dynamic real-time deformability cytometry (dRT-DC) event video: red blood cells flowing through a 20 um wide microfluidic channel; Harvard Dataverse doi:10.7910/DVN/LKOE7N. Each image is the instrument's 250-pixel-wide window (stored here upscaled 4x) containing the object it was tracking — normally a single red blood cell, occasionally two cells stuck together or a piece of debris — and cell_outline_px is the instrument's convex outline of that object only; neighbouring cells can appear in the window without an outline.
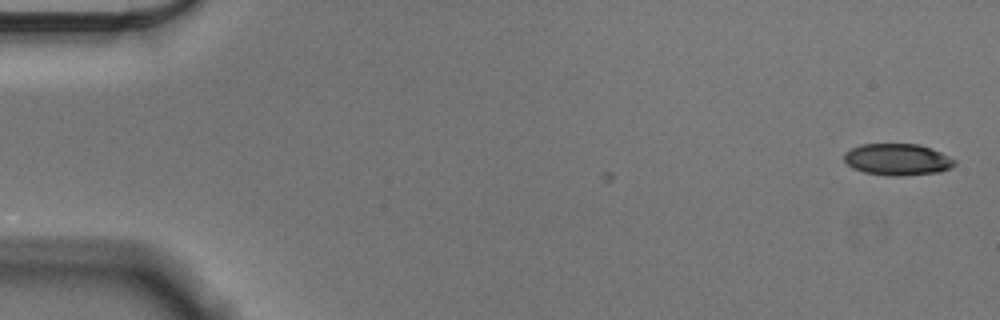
{"species": "Egyptian fruit bat (a non-hibernating species)", "species_latin": "Rousettus aegyptiacus", "temperature_condition": "cold", "stored_images_in_passage": 7, "camera_frame_rate_fps": 3000, "um_per_image_px": 0.085, "animal": {"sex": "male"}, "frame": {"image": 1, "passage_image": 1, "time_ms": 0.0, "image_size_px": [1000, 320], "cell_outline_px": [[956, 164], [952, 168], [940, 172], [900, 176], [888, 176], [864, 172], [852, 168], [844, 160], [844, 152], [860, 144], [916, 144], [932, 148], [956, 160]], "centroid_in_image_um": [76.29, 13.56], "position_along_channel_um": 8.7, "area_um2": 20.52}}